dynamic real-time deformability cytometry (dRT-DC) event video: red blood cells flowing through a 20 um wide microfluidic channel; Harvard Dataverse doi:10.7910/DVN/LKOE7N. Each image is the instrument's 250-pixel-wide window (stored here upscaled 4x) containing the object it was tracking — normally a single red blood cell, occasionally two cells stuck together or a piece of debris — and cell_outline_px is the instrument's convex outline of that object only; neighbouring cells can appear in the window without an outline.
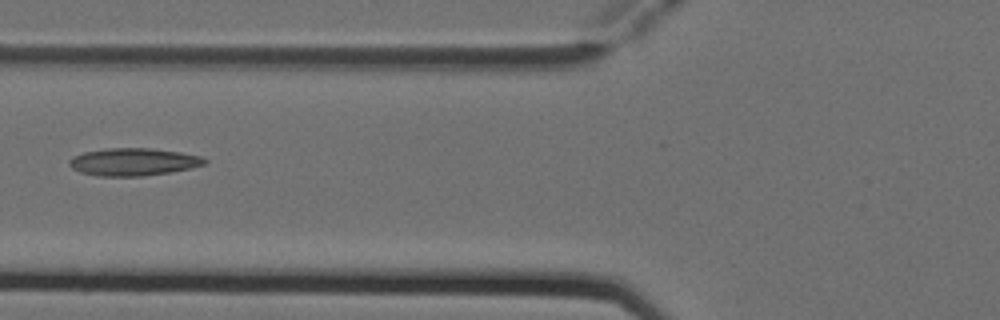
{"species": "Egyptian fruit bat (a non-hibernating species)", "species_latin": "Rousettus aegyptiacus", "temperature_condition": "cold", "stored_images_in_passage": 6, "camera_frame_rate_fps": 3000, "um_per_image_px": 0.085, "animal": {"sex": "female"}, "frame": {"image": 1, "passage_image": 6, "time_ms": 1.667, "image_size_px": [1000, 320], "cell_outline_px": [[208, 164], [192, 168], [144, 176], [96, 176], [80, 172], [72, 168], [68, 164], [68, 160], [72, 156], [84, 152], [104, 148], [152, 148], [180, 152], [200, 156], [208, 160]], "centroid_in_image_um": [11.33, 13.76], "position_along_channel_um": 114.5, "area_um2": 21.96}}